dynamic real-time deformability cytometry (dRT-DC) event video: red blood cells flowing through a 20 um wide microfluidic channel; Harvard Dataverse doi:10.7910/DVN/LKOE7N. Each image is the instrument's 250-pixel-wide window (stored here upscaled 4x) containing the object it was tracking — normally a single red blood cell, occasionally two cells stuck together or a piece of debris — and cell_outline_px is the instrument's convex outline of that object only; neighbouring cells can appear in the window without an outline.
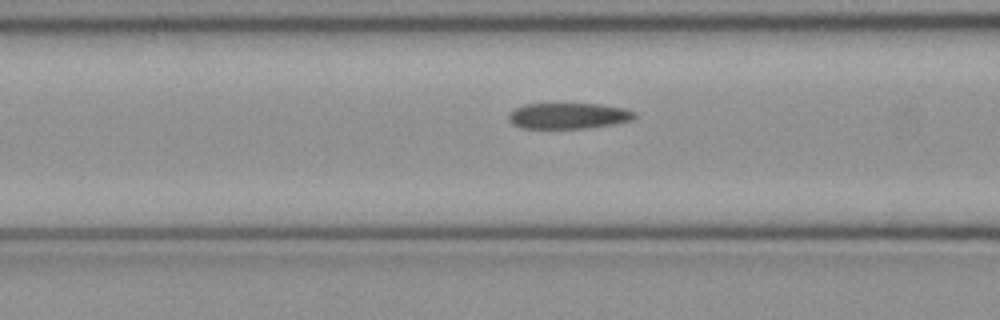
{"species": "common noctule bat (a hibernating species)", "species_latin": "Nyctalus noctula", "temperature_condition": "cold", "stored_images_in_passage": 31, "camera_frame_rate_fps": 3000, "um_per_image_px": 0.085, "animal": {"sex": "female", "body_mass_g": 21.9}, "frame": {"image": 1, "passage_image": 4, "time_ms": 1.0, "image_size_px": [1000, 320], "cell_outline_px": [[636, 116], [632, 120], [612, 124], [588, 128], [520, 128], [512, 124], [508, 120], [508, 116], [516, 108], [524, 104], [600, 104], [624, 108], [636, 112]], "centroid_in_image_um": [48.32, 9.85], "position_along_channel_um": 118.3, "area_um2": 18.96}}
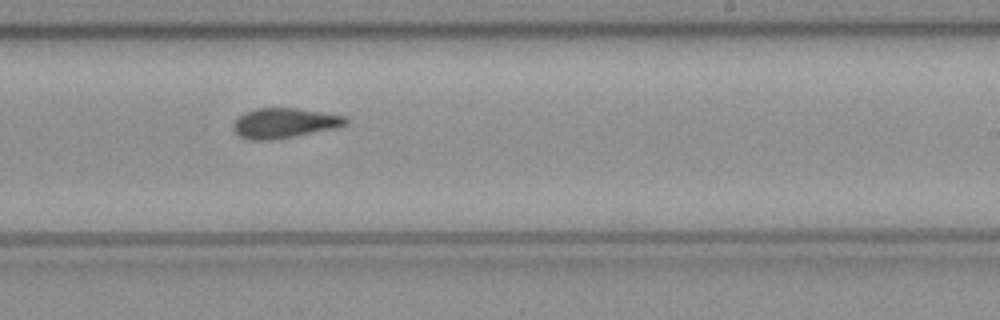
{"frame": {"image": 2, "passage_image": 15, "time_ms": 4.667, "image_size_px": [1000, 320], "cell_outline_px": [[348, 124], [336, 128], [272, 140], [248, 140], [240, 136], [232, 128], [232, 124], [244, 112], [256, 108], [300, 108], [344, 116], [348, 120]], "centroid_in_image_um": [24.16, 10.46], "position_along_channel_um": 264.8, "area_um2": 19.65}}
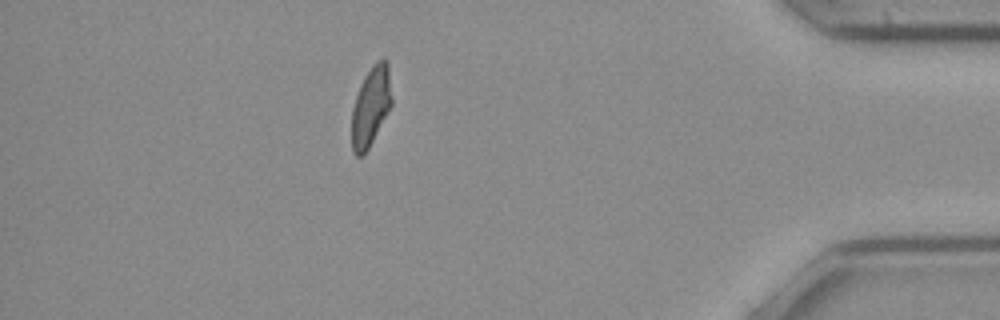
{"frame": {"image": 3, "passage_image": 29, "time_ms": 9.333, "image_size_px": [1000, 320], "cell_outline_px": [[392, 104], [364, 156], [356, 156], [352, 152], [352, 108], [360, 84], [364, 76], [372, 64], [376, 60], [388, 60], [392, 100]], "centroid_in_image_um": [31.51, 9.03], "position_along_channel_um": 403.7, "area_um2": 18.55}}